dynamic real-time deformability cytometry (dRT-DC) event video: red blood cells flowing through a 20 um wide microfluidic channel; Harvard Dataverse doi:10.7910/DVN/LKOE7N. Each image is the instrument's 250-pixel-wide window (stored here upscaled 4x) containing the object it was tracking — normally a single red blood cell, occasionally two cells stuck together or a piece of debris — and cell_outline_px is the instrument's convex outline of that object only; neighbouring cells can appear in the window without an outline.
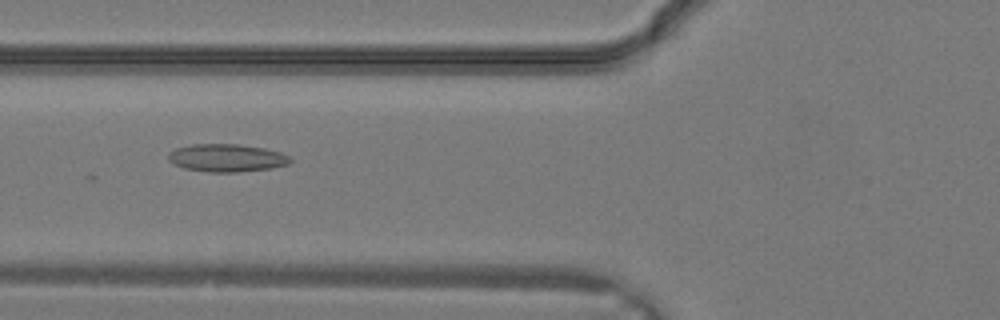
{"species": "common noctule bat (a hibernating species)", "species_latin": "Nyctalus noctula", "temperature_condition": "warm", "stored_images_in_passage": 31, "camera_frame_rate_fps": 3000, "um_per_image_px": 0.085, "animal": {"sex": "male", "body_mass_g": 19.2, "forearm_length_mm": 51.8}, "frame": {"image": 1, "passage_image": 11, "time_ms": 3.333, "image_size_px": [1000, 320], "cell_outline_px": [[292, 160], [288, 164], [272, 168], [236, 172], [208, 172], [184, 168], [172, 164], [168, 160], [168, 152], [176, 148], [192, 144], [240, 144], [264, 148], [280, 152], [288, 156]], "centroid_in_image_um": [19.24, 13.42], "position_along_channel_um": 106.6, "area_um2": 19.83}}
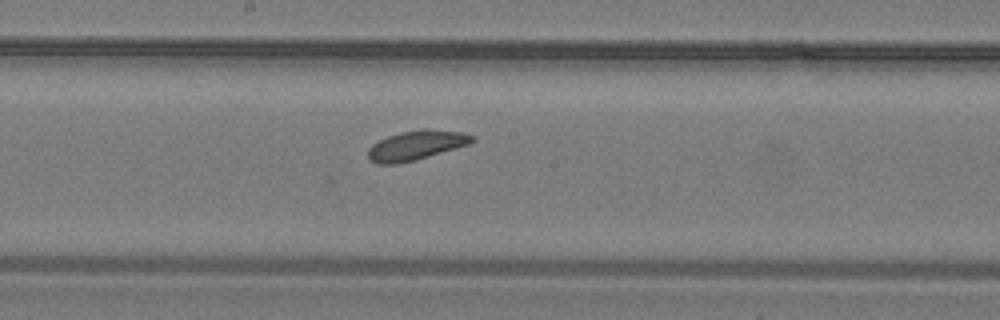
{"frame": {"image": 2, "passage_image": 16, "time_ms": 5.0, "image_size_px": [1000, 320], "cell_outline_px": [[476, 140], [468, 144], [416, 160], [396, 164], [376, 164], [368, 160], [368, 148], [372, 144], [388, 136], [400, 132], [424, 128], [464, 132], [476, 136]], "centroid_in_image_um": [35.37, 12.34], "position_along_channel_um": 212.8, "area_um2": 18.03}}
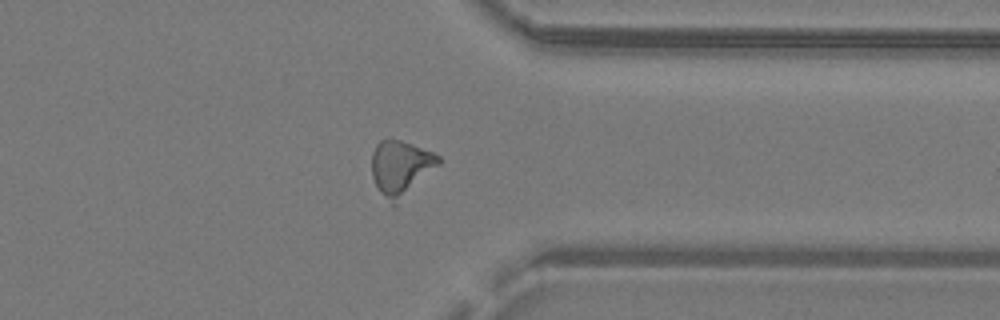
{"frame": {"image": 3, "passage_image": 24, "time_ms": 7.667, "image_size_px": [1000, 320], "cell_outline_px": [[440, 164], [396, 208], [392, 208], [380, 192], [372, 176], [372, 152], [376, 144], [380, 140], [388, 136], [412, 144], [432, 152], [440, 156]], "centroid_in_image_um": [34.06, 14.31], "position_along_channel_um": 377.3, "area_um2": 22.2}}